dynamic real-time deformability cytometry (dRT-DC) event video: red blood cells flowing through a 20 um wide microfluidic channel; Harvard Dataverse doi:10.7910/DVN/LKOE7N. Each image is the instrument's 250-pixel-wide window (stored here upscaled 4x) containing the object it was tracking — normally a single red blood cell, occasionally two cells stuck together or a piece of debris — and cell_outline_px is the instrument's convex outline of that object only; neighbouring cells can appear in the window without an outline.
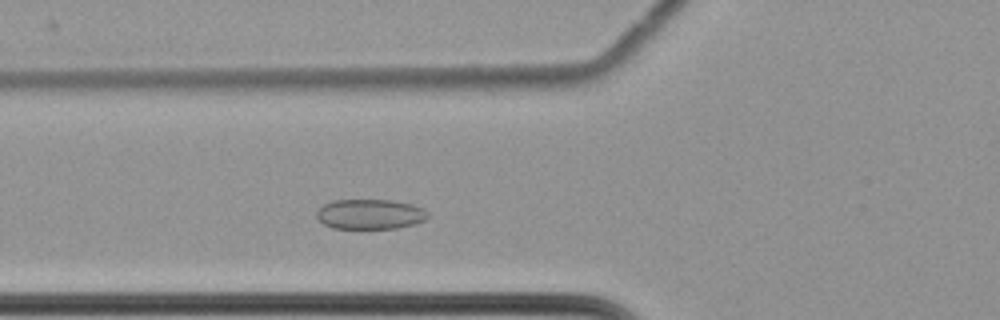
{"species": "common noctule bat (a hibernating species)", "species_latin": "Nyctalus noctula", "temperature_condition": "cold", "stored_images_in_passage": 49, "camera_frame_rate_fps": 3000, "um_per_image_px": 0.085, "animal": {"sex": "female", "body_mass_g": 22.7, "forearm_length_mm": 54.2}, "frame": {"image": 1, "passage_image": 12, "time_ms": 3.667, "image_size_px": [1000, 320], "cell_outline_px": [[428, 216], [424, 220], [412, 224], [396, 228], [332, 228], [324, 224], [316, 216], [316, 212], [324, 204], [332, 200], [392, 200], [412, 204], [424, 208], [428, 212]], "centroid_in_image_um": [31.45, 18.19], "position_along_channel_um": 94.3, "area_um2": 19.36}}
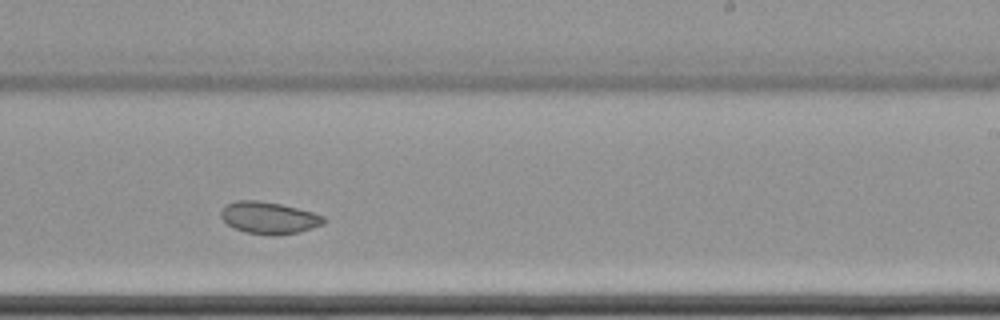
{"frame": {"image": 2, "passage_image": 27, "time_ms": 8.667, "image_size_px": [1000, 320], "cell_outline_px": [[324, 224], [300, 232], [280, 236], [272, 236], [244, 232], [228, 224], [220, 216], [220, 212], [224, 204], [236, 200], [260, 200], [280, 204], [312, 212], [324, 216]], "centroid_in_image_um": [22.84, 18.52], "position_along_channel_um": 266.2, "area_um2": 19.36}}
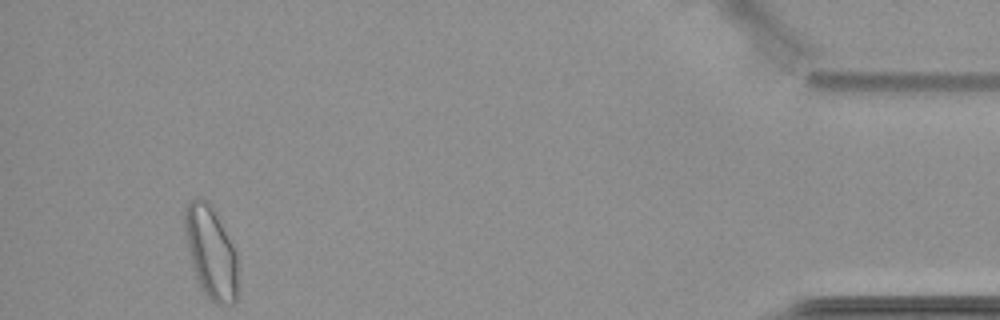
{"frame": {"image": 3, "passage_image": 46, "time_ms": 15.0, "image_size_px": [1000, 320], "cell_outline_px": [[236, 300], [232, 304], [216, 304], [204, 292], [196, 276], [192, 264], [184, 228], [184, 204], [188, 200], [200, 196], [208, 200], [216, 208], [236, 252]], "centroid_in_image_um": [17.91, 21.31], "position_along_channel_um": 417.3, "area_um2": 28.67}, "authors_computed_cell_mechanics": {"area_um2": 20.1722, "velocity_mm_per_s": 3.4424, "shape_relaxation_time_tau1_ms": 7.5059, "shape_relaxation_time_tau2_ms": 1.6519, "deformation_change_tau1": 0.077, "deformation_change_tau2": 0.0384}}